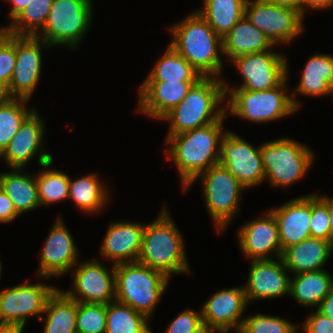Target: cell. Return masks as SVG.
Instances as JSON below:
<instances>
[{
  "label": "cell",
  "instance_id": "cell-1",
  "mask_svg": "<svg viewBox=\"0 0 333 333\" xmlns=\"http://www.w3.org/2000/svg\"><path fill=\"white\" fill-rule=\"evenodd\" d=\"M195 128L178 135H167L168 158L174 161L183 184L184 191L193 180L213 165L219 163L221 141L226 132H222V121ZM219 143V144H218Z\"/></svg>",
  "mask_w": 333,
  "mask_h": 333
},
{
  "label": "cell",
  "instance_id": "cell-2",
  "mask_svg": "<svg viewBox=\"0 0 333 333\" xmlns=\"http://www.w3.org/2000/svg\"><path fill=\"white\" fill-rule=\"evenodd\" d=\"M224 83L223 79L203 77L194 84L184 99L162 118L170 122L168 135H178L219 121L227 110L217 106L230 92Z\"/></svg>",
  "mask_w": 333,
  "mask_h": 333
},
{
  "label": "cell",
  "instance_id": "cell-3",
  "mask_svg": "<svg viewBox=\"0 0 333 333\" xmlns=\"http://www.w3.org/2000/svg\"><path fill=\"white\" fill-rule=\"evenodd\" d=\"M170 31L174 39L170 45L203 77L220 75L223 67L218 51H223L222 38L198 12L172 26Z\"/></svg>",
  "mask_w": 333,
  "mask_h": 333
},
{
  "label": "cell",
  "instance_id": "cell-4",
  "mask_svg": "<svg viewBox=\"0 0 333 333\" xmlns=\"http://www.w3.org/2000/svg\"><path fill=\"white\" fill-rule=\"evenodd\" d=\"M137 261L167 277L172 273L189 272L183 239L165 206L154 222L145 225Z\"/></svg>",
  "mask_w": 333,
  "mask_h": 333
},
{
  "label": "cell",
  "instance_id": "cell-5",
  "mask_svg": "<svg viewBox=\"0 0 333 333\" xmlns=\"http://www.w3.org/2000/svg\"><path fill=\"white\" fill-rule=\"evenodd\" d=\"M114 266L115 300L150 318L169 277L138 261Z\"/></svg>",
  "mask_w": 333,
  "mask_h": 333
},
{
  "label": "cell",
  "instance_id": "cell-6",
  "mask_svg": "<svg viewBox=\"0 0 333 333\" xmlns=\"http://www.w3.org/2000/svg\"><path fill=\"white\" fill-rule=\"evenodd\" d=\"M265 178L273 186H288L299 181L313 162V153L293 139L281 138L260 146Z\"/></svg>",
  "mask_w": 333,
  "mask_h": 333
},
{
  "label": "cell",
  "instance_id": "cell-7",
  "mask_svg": "<svg viewBox=\"0 0 333 333\" xmlns=\"http://www.w3.org/2000/svg\"><path fill=\"white\" fill-rule=\"evenodd\" d=\"M287 78L273 89L251 91L234 89L229 94L228 109L232 115L252 122H268L283 118L299 108V102L285 94Z\"/></svg>",
  "mask_w": 333,
  "mask_h": 333
},
{
  "label": "cell",
  "instance_id": "cell-8",
  "mask_svg": "<svg viewBox=\"0 0 333 333\" xmlns=\"http://www.w3.org/2000/svg\"><path fill=\"white\" fill-rule=\"evenodd\" d=\"M91 0H53L42 36L48 46L76 47L92 19Z\"/></svg>",
  "mask_w": 333,
  "mask_h": 333
},
{
  "label": "cell",
  "instance_id": "cell-9",
  "mask_svg": "<svg viewBox=\"0 0 333 333\" xmlns=\"http://www.w3.org/2000/svg\"><path fill=\"white\" fill-rule=\"evenodd\" d=\"M202 177L207 209L215 221L217 231L225 230L239 210L240 192L245 188L237 178L220 163L199 174Z\"/></svg>",
  "mask_w": 333,
  "mask_h": 333
},
{
  "label": "cell",
  "instance_id": "cell-10",
  "mask_svg": "<svg viewBox=\"0 0 333 333\" xmlns=\"http://www.w3.org/2000/svg\"><path fill=\"white\" fill-rule=\"evenodd\" d=\"M245 17L273 45L288 43L303 31V15L298 9L277 6L265 0H247Z\"/></svg>",
  "mask_w": 333,
  "mask_h": 333
},
{
  "label": "cell",
  "instance_id": "cell-11",
  "mask_svg": "<svg viewBox=\"0 0 333 333\" xmlns=\"http://www.w3.org/2000/svg\"><path fill=\"white\" fill-rule=\"evenodd\" d=\"M219 163L245 187H254L265 178L260 147L254 148L234 132H226L221 141Z\"/></svg>",
  "mask_w": 333,
  "mask_h": 333
},
{
  "label": "cell",
  "instance_id": "cell-12",
  "mask_svg": "<svg viewBox=\"0 0 333 333\" xmlns=\"http://www.w3.org/2000/svg\"><path fill=\"white\" fill-rule=\"evenodd\" d=\"M57 288L44 284H21L0 292V323L25 327L27 317L40 319L48 298Z\"/></svg>",
  "mask_w": 333,
  "mask_h": 333
},
{
  "label": "cell",
  "instance_id": "cell-13",
  "mask_svg": "<svg viewBox=\"0 0 333 333\" xmlns=\"http://www.w3.org/2000/svg\"><path fill=\"white\" fill-rule=\"evenodd\" d=\"M243 77L237 89L265 91L280 85L288 73L284 56L270 50L239 56L232 60Z\"/></svg>",
  "mask_w": 333,
  "mask_h": 333
},
{
  "label": "cell",
  "instance_id": "cell-14",
  "mask_svg": "<svg viewBox=\"0 0 333 333\" xmlns=\"http://www.w3.org/2000/svg\"><path fill=\"white\" fill-rule=\"evenodd\" d=\"M42 45L48 44L36 36L16 35V62L6 88L8 98L30 99L40 77Z\"/></svg>",
  "mask_w": 333,
  "mask_h": 333
},
{
  "label": "cell",
  "instance_id": "cell-15",
  "mask_svg": "<svg viewBox=\"0 0 333 333\" xmlns=\"http://www.w3.org/2000/svg\"><path fill=\"white\" fill-rule=\"evenodd\" d=\"M248 304L244 287L222 289L212 295L202 307V321L208 333H226L234 328L239 333L244 319L240 320Z\"/></svg>",
  "mask_w": 333,
  "mask_h": 333
},
{
  "label": "cell",
  "instance_id": "cell-16",
  "mask_svg": "<svg viewBox=\"0 0 333 333\" xmlns=\"http://www.w3.org/2000/svg\"><path fill=\"white\" fill-rule=\"evenodd\" d=\"M115 266L112 275L99 261L82 263L75 269L74 291L64 292L77 302L108 304L115 300ZM81 295L79 298L76 294ZM77 295V296H76Z\"/></svg>",
  "mask_w": 333,
  "mask_h": 333
},
{
  "label": "cell",
  "instance_id": "cell-17",
  "mask_svg": "<svg viewBox=\"0 0 333 333\" xmlns=\"http://www.w3.org/2000/svg\"><path fill=\"white\" fill-rule=\"evenodd\" d=\"M277 261L275 259L252 260L248 284L244 287L248 302L254 299L281 297L290 293L291 278L287 275L282 258H278Z\"/></svg>",
  "mask_w": 333,
  "mask_h": 333
},
{
  "label": "cell",
  "instance_id": "cell-18",
  "mask_svg": "<svg viewBox=\"0 0 333 333\" xmlns=\"http://www.w3.org/2000/svg\"><path fill=\"white\" fill-rule=\"evenodd\" d=\"M266 213L246 223L238 232L240 249L251 260L272 259L268 254L274 251L280 258L283 252L277 221L270 210Z\"/></svg>",
  "mask_w": 333,
  "mask_h": 333
},
{
  "label": "cell",
  "instance_id": "cell-19",
  "mask_svg": "<svg viewBox=\"0 0 333 333\" xmlns=\"http://www.w3.org/2000/svg\"><path fill=\"white\" fill-rule=\"evenodd\" d=\"M77 248L63 221L57 218L42 250L38 277L61 275L77 263Z\"/></svg>",
  "mask_w": 333,
  "mask_h": 333
},
{
  "label": "cell",
  "instance_id": "cell-20",
  "mask_svg": "<svg viewBox=\"0 0 333 333\" xmlns=\"http://www.w3.org/2000/svg\"><path fill=\"white\" fill-rule=\"evenodd\" d=\"M197 82L144 81L139 89L138 111L162 119L178 105Z\"/></svg>",
  "mask_w": 333,
  "mask_h": 333
},
{
  "label": "cell",
  "instance_id": "cell-21",
  "mask_svg": "<svg viewBox=\"0 0 333 333\" xmlns=\"http://www.w3.org/2000/svg\"><path fill=\"white\" fill-rule=\"evenodd\" d=\"M270 211L278 224L282 251L311 237V195L298 197Z\"/></svg>",
  "mask_w": 333,
  "mask_h": 333
},
{
  "label": "cell",
  "instance_id": "cell-22",
  "mask_svg": "<svg viewBox=\"0 0 333 333\" xmlns=\"http://www.w3.org/2000/svg\"><path fill=\"white\" fill-rule=\"evenodd\" d=\"M145 225L119 222L111 224L103 240L101 254L114 265L136 262L140 253Z\"/></svg>",
  "mask_w": 333,
  "mask_h": 333
},
{
  "label": "cell",
  "instance_id": "cell-23",
  "mask_svg": "<svg viewBox=\"0 0 333 333\" xmlns=\"http://www.w3.org/2000/svg\"><path fill=\"white\" fill-rule=\"evenodd\" d=\"M34 110L22 123L8 146L0 154L11 169H22L38 153L44 135L43 120ZM38 150V151H37Z\"/></svg>",
  "mask_w": 333,
  "mask_h": 333
},
{
  "label": "cell",
  "instance_id": "cell-24",
  "mask_svg": "<svg viewBox=\"0 0 333 333\" xmlns=\"http://www.w3.org/2000/svg\"><path fill=\"white\" fill-rule=\"evenodd\" d=\"M333 251L330 241L309 237L300 243L286 247L281 255L287 271L297 273L323 270Z\"/></svg>",
  "mask_w": 333,
  "mask_h": 333
},
{
  "label": "cell",
  "instance_id": "cell-25",
  "mask_svg": "<svg viewBox=\"0 0 333 333\" xmlns=\"http://www.w3.org/2000/svg\"><path fill=\"white\" fill-rule=\"evenodd\" d=\"M273 44L245 16L222 38V54L233 59L271 50Z\"/></svg>",
  "mask_w": 333,
  "mask_h": 333
},
{
  "label": "cell",
  "instance_id": "cell-26",
  "mask_svg": "<svg viewBox=\"0 0 333 333\" xmlns=\"http://www.w3.org/2000/svg\"><path fill=\"white\" fill-rule=\"evenodd\" d=\"M333 289V278L324 269L297 273L290 279V295L305 306H318Z\"/></svg>",
  "mask_w": 333,
  "mask_h": 333
},
{
  "label": "cell",
  "instance_id": "cell-27",
  "mask_svg": "<svg viewBox=\"0 0 333 333\" xmlns=\"http://www.w3.org/2000/svg\"><path fill=\"white\" fill-rule=\"evenodd\" d=\"M309 96L333 93V56L317 54L308 60L296 92Z\"/></svg>",
  "mask_w": 333,
  "mask_h": 333
},
{
  "label": "cell",
  "instance_id": "cell-28",
  "mask_svg": "<svg viewBox=\"0 0 333 333\" xmlns=\"http://www.w3.org/2000/svg\"><path fill=\"white\" fill-rule=\"evenodd\" d=\"M43 313H47V318H40L45 321L44 333H77V301L61 290L56 289L48 298Z\"/></svg>",
  "mask_w": 333,
  "mask_h": 333
},
{
  "label": "cell",
  "instance_id": "cell-29",
  "mask_svg": "<svg viewBox=\"0 0 333 333\" xmlns=\"http://www.w3.org/2000/svg\"><path fill=\"white\" fill-rule=\"evenodd\" d=\"M18 168L0 174L1 188L13 202L16 211L21 215L40 206L35 175H22Z\"/></svg>",
  "mask_w": 333,
  "mask_h": 333
},
{
  "label": "cell",
  "instance_id": "cell-30",
  "mask_svg": "<svg viewBox=\"0 0 333 333\" xmlns=\"http://www.w3.org/2000/svg\"><path fill=\"white\" fill-rule=\"evenodd\" d=\"M247 0H204V7L197 11L223 38L245 16Z\"/></svg>",
  "mask_w": 333,
  "mask_h": 333
},
{
  "label": "cell",
  "instance_id": "cell-31",
  "mask_svg": "<svg viewBox=\"0 0 333 333\" xmlns=\"http://www.w3.org/2000/svg\"><path fill=\"white\" fill-rule=\"evenodd\" d=\"M201 78V73L169 45L145 81L198 82Z\"/></svg>",
  "mask_w": 333,
  "mask_h": 333
},
{
  "label": "cell",
  "instance_id": "cell-32",
  "mask_svg": "<svg viewBox=\"0 0 333 333\" xmlns=\"http://www.w3.org/2000/svg\"><path fill=\"white\" fill-rule=\"evenodd\" d=\"M97 175H86L71 181L69 177V197L80 208L87 213H98L108 202L107 193L104 187L97 179Z\"/></svg>",
  "mask_w": 333,
  "mask_h": 333
},
{
  "label": "cell",
  "instance_id": "cell-33",
  "mask_svg": "<svg viewBox=\"0 0 333 333\" xmlns=\"http://www.w3.org/2000/svg\"><path fill=\"white\" fill-rule=\"evenodd\" d=\"M53 0H31L11 22V25L2 27L4 32L19 36H38L37 29L44 27L50 12Z\"/></svg>",
  "mask_w": 333,
  "mask_h": 333
},
{
  "label": "cell",
  "instance_id": "cell-34",
  "mask_svg": "<svg viewBox=\"0 0 333 333\" xmlns=\"http://www.w3.org/2000/svg\"><path fill=\"white\" fill-rule=\"evenodd\" d=\"M114 302L107 304L106 333H151L146 315L126 304Z\"/></svg>",
  "mask_w": 333,
  "mask_h": 333
},
{
  "label": "cell",
  "instance_id": "cell-35",
  "mask_svg": "<svg viewBox=\"0 0 333 333\" xmlns=\"http://www.w3.org/2000/svg\"><path fill=\"white\" fill-rule=\"evenodd\" d=\"M27 101L21 98L18 100L6 98L0 101V154L8 146L23 121L34 111V108L27 110L24 104Z\"/></svg>",
  "mask_w": 333,
  "mask_h": 333
},
{
  "label": "cell",
  "instance_id": "cell-36",
  "mask_svg": "<svg viewBox=\"0 0 333 333\" xmlns=\"http://www.w3.org/2000/svg\"><path fill=\"white\" fill-rule=\"evenodd\" d=\"M40 205H49L69 197V176L56 170H46L35 176Z\"/></svg>",
  "mask_w": 333,
  "mask_h": 333
},
{
  "label": "cell",
  "instance_id": "cell-37",
  "mask_svg": "<svg viewBox=\"0 0 333 333\" xmlns=\"http://www.w3.org/2000/svg\"><path fill=\"white\" fill-rule=\"evenodd\" d=\"M107 304L77 302V333H106Z\"/></svg>",
  "mask_w": 333,
  "mask_h": 333
},
{
  "label": "cell",
  "instance_id": "cell-38",
  "mask_svg": "<svg viewBox=\"0 0 333 333\" xmlns=\"http://www.w3.org/2000/svg\"><path fill=\"white\" fill-rule=\"evenodd\" d=\"M297 329L300 328L287 320L258 313L244 318L239 333H296Z\"/></svg>",
  "mask_w": 333,
  "mask_h": 333
},
{
  "label": "cell",
  "instance_id": "cell-39",
  "mask_svg": "<svg viewBox=\"0 0 333 333\" xmlns=\"http://www.w3.org/2000/svg\"><path fill=\"white\" fill-rule=\"evenodd\" d=\"M310 234L331 242L328 204L317 194L311 195Z\"/></svg>",
  "mask_w": 333,
  "mask_h": 333
},
{
  "label": "cell",
  "instance_id": "cell-40",
  "mask_svg": "<svg viewBox=\"0 0 333 333\" xmlns=\"http://www.w3.org/2000/svg\"><path fill=\"white\" fill-rule=\"evenodd\" d=\"M16 62V35L0 29V83L7 88Z\"/></svg>",
  "mask_w": 333,
  "mask_h": 333
},
{
  "label": "cell",
  "instance_id": "cell-41",
  "mask_svg": "<svg viewBox=\"0 0 333 333\" xmlns=\"http://www.w3.org/2000/svg\"><path fill=\"white\" fill-rule=\"evenodd\" d=\"M165 333H208L203 325L202 312L188 309L178 315Z\"/></svg>",
  "mask_w": 333,
  "mask_h": 333
},
{
  "label": "cell",
  "instance_id": "cell-42",
  "mask_svg": "<svg viewBox=\"0 0 333 333\" xmlns=\"http://www.w3.org/2000/svg\"><path fill=\"white\" fill-rule=\"evenodd\" d=\"M305 333H333V320L316 310L303 326Z\"/></svg>",
  "mask_w": 333,
  "mask_h": 333
},
{
  "label": "cell",
  "instance_id": "cell-43",
  "mask_svg": "<svg viewBox=\"0 0 333 333\" xmlns=\"http://www.w3.org/2000/svg\"><path fill=\"white\" fill-rule=\"evenodd\" d=\"M18 215H20L11 199L7 196V194L0 189V222L7 223L14 220Z\"/></svg>",
  "mask_w": 333,
  "mask_h": 333
},
{
  "label": "cell",
  "instance_id": "cell-44",
  "mask_svg": "<svg viewBox=\"0 0 333 333\" xmlns=\"http://www.w3.org/2000/svg\"><path fill=\"white\" fill-rule=\"evenodd\" d=\"M309 7L313 9H327L329 7H333V0H301V13L309 9ZM306 8V10H305Z\"/></svg>",
  "mask_w": 333,
  "mask_h": 333
},
{
  "label": "cell",
  "instance_id": "cell-45",
  "mask_svg": "<svg viewBox=\"0 0 333 333\" xmlns=\"http://www.w3.org/2000/svg\"><path fill=\"white\" fill-rule=\"evenodd\" d=\"M326 317L333 320V289L328 293V295L321 301L319 307L317 308Z\"/></svg>",
  "mask_w": 333,
  "mask_h": 333
},
{
  "label": "cell",
  "instance_id": "cell-46",
  "mask_svg": "<svg viewBox=\"0 0 333 333\" xmlns=\"http://www.w3.org/2000/svg\"><path fill=\"white\" fill-rule=\"evenodd\" d=\"M277 6H285L293 9H298L301 12V0H265Z\"/></svg>",
  "mask_w": 333,
  "mask_h": 333
},
{
  "label": "cell",
  "instance_id": "cell-47",
  "mask_svg": "<svg viewBox=\"0 0 333 333\" xmlns=\"http://www.w3.org/2000/svg\"><path fill=\"white\" fill-rule=\"evenodd\" d=\"M13 7L11 8L9 14L10 18L13 19L20 11H22L31 0H9Z\"/></svg>",
  "mask_w": 333,
  "mask_h": 333
},
{
  "label": "cell",
  "instance_id": "cell-48",
  "mask_svg": "<svg viewBox=\"0 0 333 333\" xmlns=\"http://www.w3.org/2000/svg\"><path fill=\"white\" fill-rule=\"evenodd\" d=\"M23 328V326L19 325L0 323V333H22Z\"/></svg>",
  "mask_w": 333,
  "mask_h": 333
},
{
  "label": "cell",
  "instance_id": "cell-49",
  "mask_svg": "<svg viewBox=\"0 0 333 333\" xmlns=\"http://www.w3.org/2000/svg\"><path fill=\"white\" fill-rule=\"evenodd\" d=\"M327 204L329 210V219L331 227V243L333 244V198L321 197Z\"/></svg>",
  "mask_w": 333,
  "mask_h": 333
},
{
  "label": "cell",
  "instance_id": "cell-50",
  "mask_svg": "<svg viewBox=\"0 0 333 333\" xmlns=\"http://www.w3.org/2000/svg\"><path fill=\"white\" fill-rule=\"evenodd\" d=\"M8 98L6 88L0 83V101Z\"/></svg>",
  "mask_w": 333,
  "mask_h": 333
},
{
  "label": "cell",
  "instance_id": "cell-51",
  "mask_svg": "<svg viewBox=\"0 0 333 333\" xmlns=\"http://www.w3.org/2000/svg\"><path fill=\"white\" fill-rule=\"evenodd\" d=\"M2 266H1V261H0V274H1V270H2V268H1Z\"/></svg>",
  "mask_w": 333,
  "mask_h": 333
}]
</instances>
